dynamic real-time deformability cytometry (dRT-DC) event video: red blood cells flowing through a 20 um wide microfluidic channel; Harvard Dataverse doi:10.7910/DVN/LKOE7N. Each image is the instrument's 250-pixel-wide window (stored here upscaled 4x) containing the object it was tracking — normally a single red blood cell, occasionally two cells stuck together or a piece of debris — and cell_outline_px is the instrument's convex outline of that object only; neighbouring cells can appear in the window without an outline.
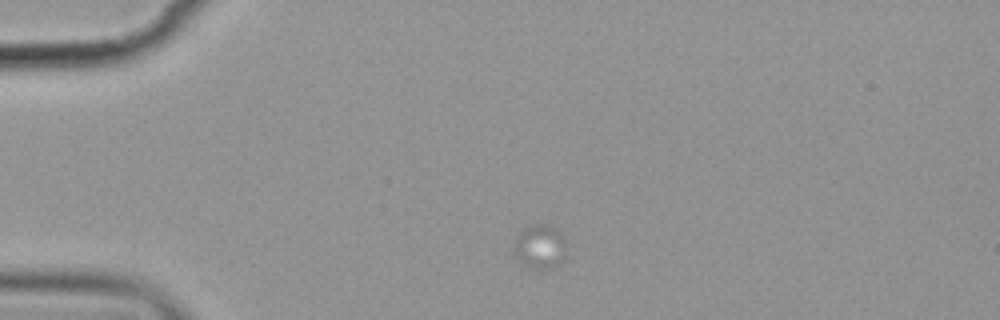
{"species": "common noctule bat (a hibernating species)", "species_latin": "Nyctalus noctula", "temperature_condition": "cold", "stored_images_in_passage": 6, "camera_frame_rate_fps": 3000, "um_per_image_px": 0.085, "animal": {"sex": "female", "body_mass_g": 19.9}, "frame": {"image": 1, "passage_image": 1, "time_ms": 0.0, "image_size_px": [1000, 320], "cell_outline_px": [[564, 260], [560, 264], [552, 268], [528, 268], [516, 260], [512, 252], [516, 240], [524, 228], [532, 224], [548, 224], [556, 228], [564, 236]], "centroid_in_image_um": [45.88, 20.98], "position_along_channel_um": 39.1, "area_um2": 13.64}}
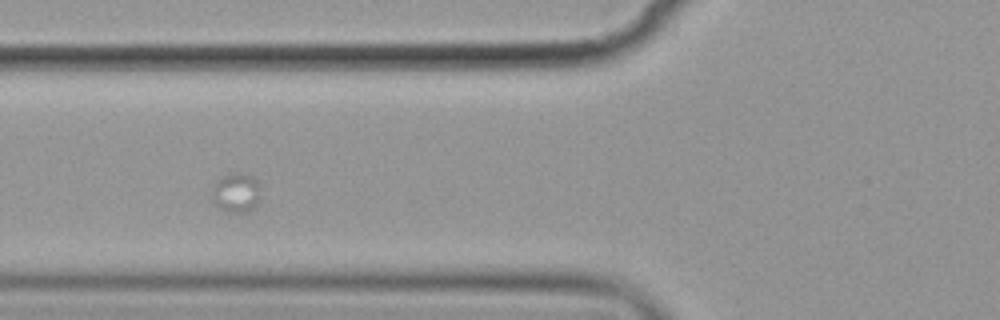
{"frame": {"image": 2, "passage_image": 4, "time_ms": 3.333, "image_size_px": [1000, 320], "cell_outline_px": [[260, 200], [252, 208], [244, 212], [232, 212], [220, 208], [212, 200], [212, 188], [216, 180], [224, 176], [252, 176], [256, 180], [260, 188]], "centroid_in_image_um": [20.07, 16.42], "position_along_channel_um": 105.7, "area_um2": 10.64}}
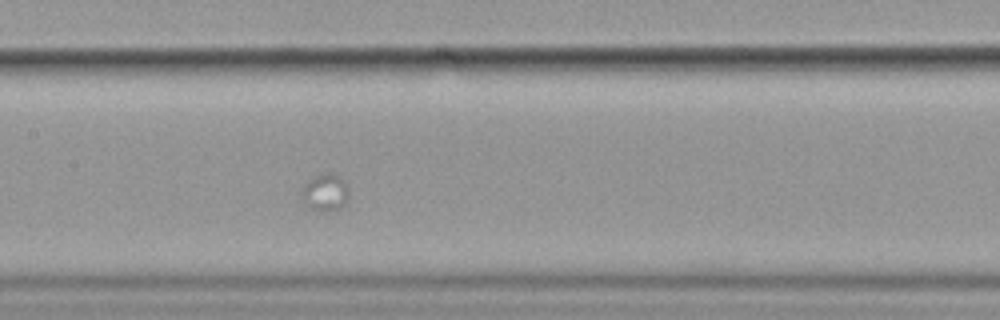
{"frame": {"image": 3, "passage_image": 6, "time_ms": 5.667, "image_size_px": [1000, 320], "cell_outline_px": [[348, 200], [336, 212], [328, 212], [312, 208], [304, 200], [304, 184], [312, 176], [324, 172], [332, 172], [340, 176], [348, 184]], "centroid_in_image_um": [27.72, 16.32], "position_along_channel_um": 179.7, "area_um2": 10.29}}